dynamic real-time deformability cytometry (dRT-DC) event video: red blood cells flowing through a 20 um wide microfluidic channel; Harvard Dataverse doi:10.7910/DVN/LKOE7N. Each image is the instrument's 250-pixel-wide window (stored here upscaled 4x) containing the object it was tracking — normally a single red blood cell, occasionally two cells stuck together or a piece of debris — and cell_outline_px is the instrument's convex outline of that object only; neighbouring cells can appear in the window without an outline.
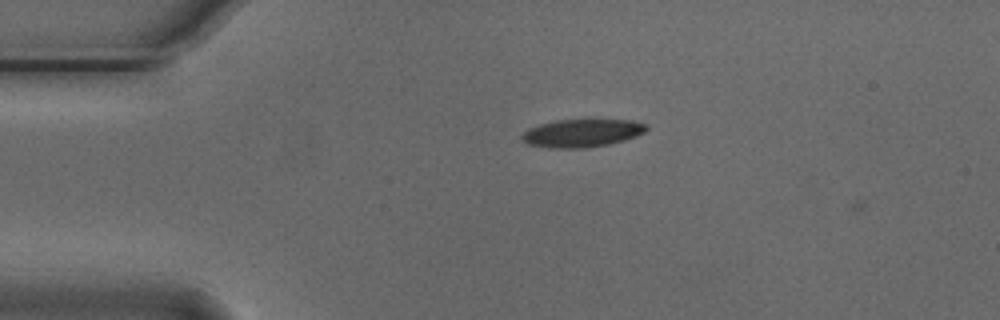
{"species": "Egyptian fruit bat (a non-hibernating species)", "species_latin": "Rousettus aegyptiacus", "temperature_condition": "cold", "stored_images_in_passage": 4, "camera_frame_rate_fps": 3000, "um_per_image_px": 0.085, "animal": {"sex": "male"}, "frame": {"image": 1, "passage_image": 2, "time_ms": 0.333, "image_size_px": [1000, 320], "cell_outline_px": [[648, 128], [644, 132], [636, 136], [624, 140], [608, 144], [584, 148], [548, 148], [528, 144], [520, 136], [528, 128], [540, 124], [556, 120], [632, 120], [644, 124]], "centroid_in_image_um": [49.44, 11.31], "position_along_channel_um": 35.6, "area_um2": 20.11}}